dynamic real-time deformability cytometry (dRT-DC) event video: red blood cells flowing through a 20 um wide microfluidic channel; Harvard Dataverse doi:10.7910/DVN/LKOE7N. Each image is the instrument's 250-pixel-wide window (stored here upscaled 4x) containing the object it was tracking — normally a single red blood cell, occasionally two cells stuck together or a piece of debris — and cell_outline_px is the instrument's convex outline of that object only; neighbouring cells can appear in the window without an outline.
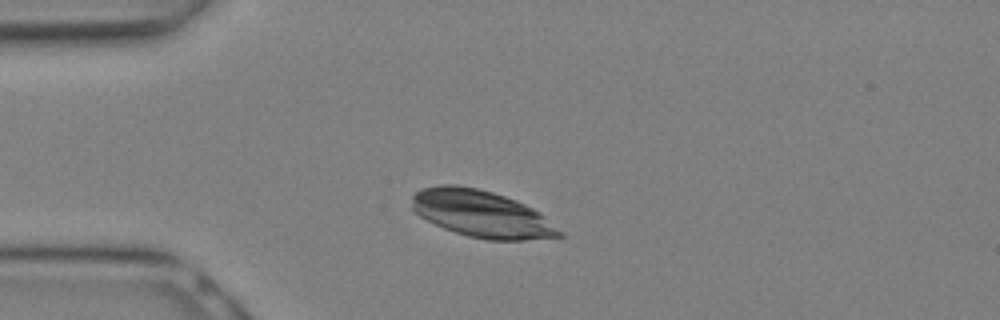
{"species": "Egyptian fruit bat (a non-hibernating species)", "species_latin": "Rousettus aegyptiacus", "temperature_condition": "warm", "stored_images_in_passage": 5, "segment_of_instrument_passage": [1, 2], "camera_frame_rate_fps": 3000, "um_per_image_px": 0.085, "animal": {"sex": "female"}, "frame": {"image": 1, "passage_image": 2, "time_ms": 0.333, "image_size_px": [1000, 320], "cell_outline_px": [[536, 216], [532, 216], [452, 212], [428, 204], [420, 200], [416, 196], [420, 192], [432, 188], [468, 188], [500, 196], [532, 212]], "centroid_in_image_um": [40.04, 17.16], "position_along_channel_um": 45.0, "area_um2": 14.68}}